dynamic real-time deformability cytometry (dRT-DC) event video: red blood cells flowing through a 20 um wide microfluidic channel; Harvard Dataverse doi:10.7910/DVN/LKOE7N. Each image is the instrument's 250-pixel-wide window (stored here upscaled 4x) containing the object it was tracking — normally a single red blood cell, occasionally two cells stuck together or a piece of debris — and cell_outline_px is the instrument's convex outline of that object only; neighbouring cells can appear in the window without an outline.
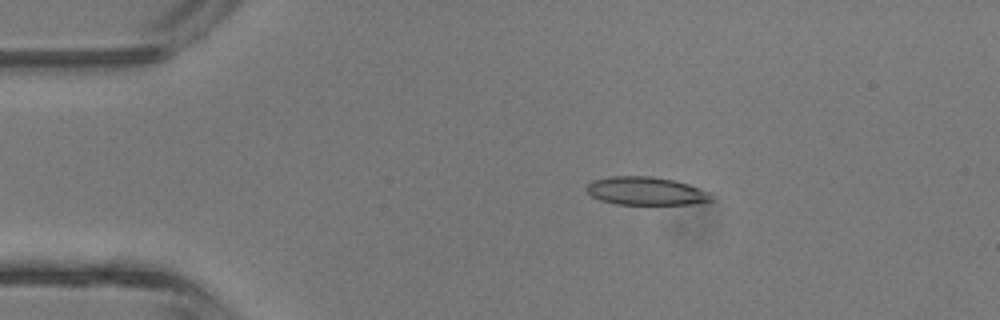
{"species": "common noctule bat (a hibernating species)", "species_latin": "Nyctalus noctula", "temperature_condition": "room temperature", "stored_images_in_passage": 3, "camera_frame_rate_fps": 3000, "um_per_image_px": 0.085, "animal": {"sex": "male", "body_mass_g": 13.3}, "frame": {"image": 1, "passage_image": 2, "time_ms": 2.0, "image_size_px": [1000, 320], "cell_outline_px": [[716, 200], [688, 204], [616, 204], [600, 200], [592, 196], [584, 188], [592, 180], [612, 176], [652, 176], [676, 180], [688, 184], [708, 192]], "centroid_in_image_um": [54.89, 16.23], "position_along_channel_um": 30.1, "area_um2": 20.52}}